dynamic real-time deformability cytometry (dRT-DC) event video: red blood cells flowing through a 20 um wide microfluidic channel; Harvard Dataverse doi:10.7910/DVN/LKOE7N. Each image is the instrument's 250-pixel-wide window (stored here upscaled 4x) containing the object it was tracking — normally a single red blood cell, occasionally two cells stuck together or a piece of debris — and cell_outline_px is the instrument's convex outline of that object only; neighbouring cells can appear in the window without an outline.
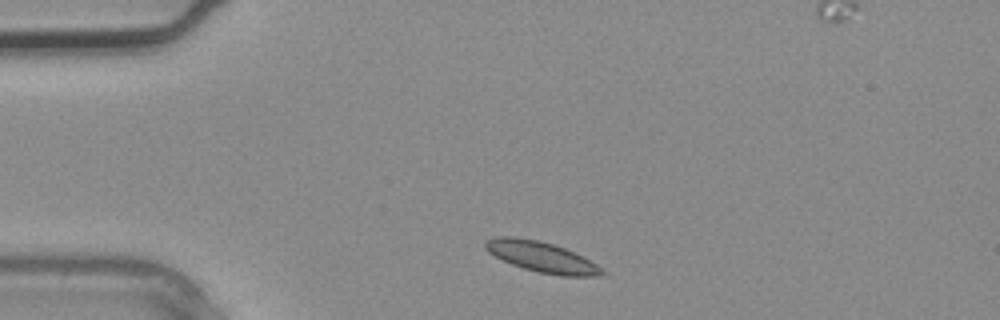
{"species": "common noctule bat (a hibernating species)", "species_latin": "Nyctalus noctula", "temperature_condition": "warm", "stored_images_in_passage": 1, "camera_frame_rate_fps": 3000, "um_per_image_px": 0.085, "animal": {"sex": "male", "body_mass_g": 20.4}, "frame": {"image": 1, "passage_image": 1, "time_ms": 0.0, "image_size_px": [1000, 320], "cell_outline_px": [[608, 272], [604, 276], [560, 276], [540, 272], [524, 268], [512, 264], [488, 252], [484, 248], [484, 240], [500, 236], [516, 236], [536, 240], [552, 244], [576, 252], [596, 264]], "centroid_in_image_um": [46.07, 21.84], "position_along_channel_um": 38.9, "area_um2": 20.81}}